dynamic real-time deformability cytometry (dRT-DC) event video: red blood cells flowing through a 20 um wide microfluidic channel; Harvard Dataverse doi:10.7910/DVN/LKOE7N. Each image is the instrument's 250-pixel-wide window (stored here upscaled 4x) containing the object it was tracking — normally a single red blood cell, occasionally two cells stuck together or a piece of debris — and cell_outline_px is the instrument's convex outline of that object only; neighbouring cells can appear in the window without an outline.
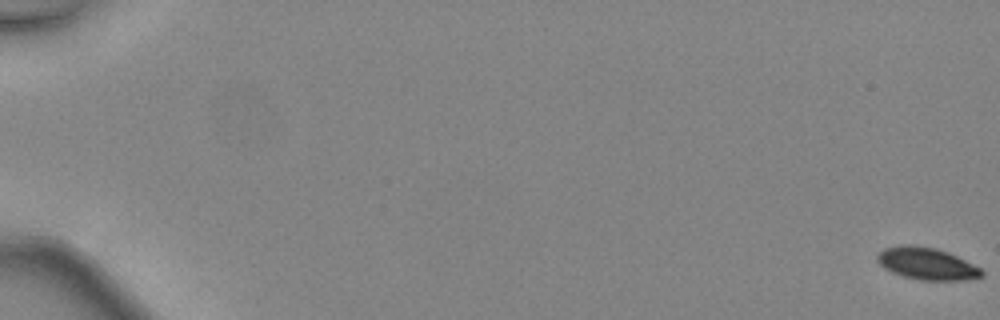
{"species": "common noctule bat (a hibernating species)", "species_latin": "Nyctalus noctula", "temperature_condition": "warm", "stored_images_in_passage": 49, "camera_frame_rate_fps": 3000, "um_per_image_px": 0.085, "animal": {"sex": "female", "body_mass_g": 24.6, "forearm_length_mm": 56.2}, "frame": {"image": 1, "passage_image": 1, "time_ms": 0.0, "image_size_px": [1000, 320], "cell_outline_px": [[984, 276], [968, 280], [920, 280], [904, 276], [892, 272], [884, 268], [876, 260], [876, 256], [884, 248], [900, 244], [916, 244], [936, 248], [948, 252], [980, 268], [984, 272]], "centroid_in_image_um": [78.76, 22.4], "position_along_channel_um": 6.2, "area_um2": 19.65}}
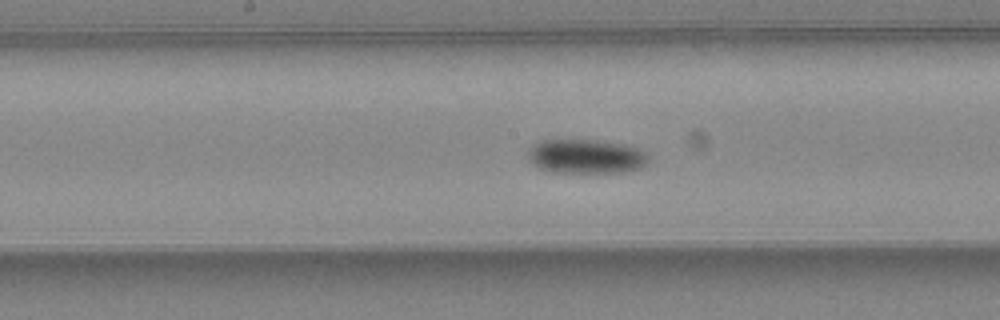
{"frame": {"image": 2, "passage_image": 28, "time_ms": 9.0, "image_size_px": [1000, 320], "cell_outline_px": [[648, 164], [640, 168], [628, 172], [552, 172], [540, 168], [528, 160], [528, 148], [532, 144], [540, 140], [596, 140], [624, 144], [636, 148], [644, 152], [648, 156]], "centroid_in_image_um": [49.8, 13.29], "position_along_channel_um": 198.4, "area_um2": 24.16}}
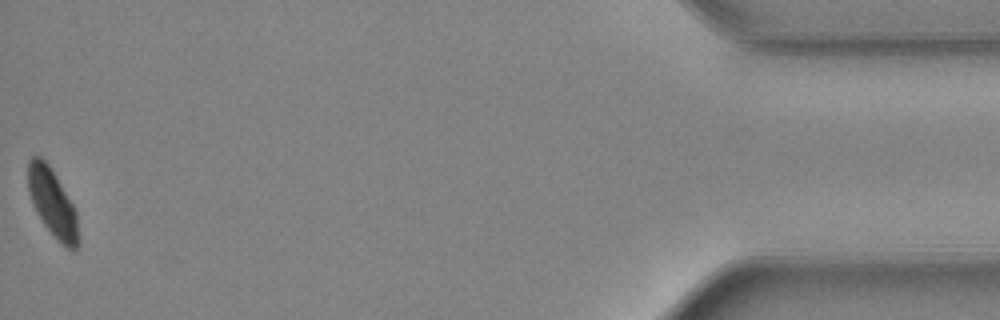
{"frame": {"image": 3, "passage_image": 49, "time_ms": 16.0, "image_size_px": [1000, 320], "cell_outline_px": [[76, 248], [68, 248], [60, 244], [44, 224], [32, 204], [28, 192], [28, 160], [32, 156], [40, 156], [48, 164], [56, 176], [72, 204], [76, 212]], "centroid_in_image_um": [4.4, 17.19], "position_along_channel_um": 430.8, "area_um2": 19.25}, "authors_computed_cell_mechanics": {"area_um2": 21.6172, "velocity_mm_per_s": 4.5141, "shape_relaxation_time_tau1_ms": 2.2292, "shape_relaxation_time_tau2_ms": null, "deformation_change_tau1": 0.0873, "deformation_change_tau2": null}}